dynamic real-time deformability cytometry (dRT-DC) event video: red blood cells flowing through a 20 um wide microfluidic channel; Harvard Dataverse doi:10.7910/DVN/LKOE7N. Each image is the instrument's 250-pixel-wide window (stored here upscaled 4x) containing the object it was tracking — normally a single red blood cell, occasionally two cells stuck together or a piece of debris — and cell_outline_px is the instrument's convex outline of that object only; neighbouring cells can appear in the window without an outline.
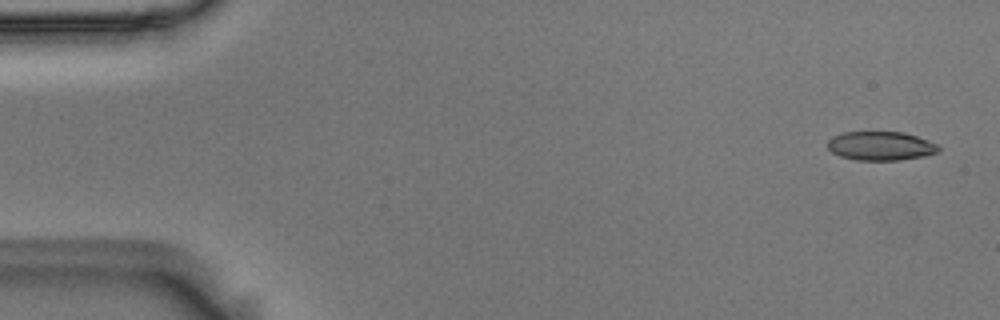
{"species": "Egyptian fruit bat (a non-hibernating species)", "species_latin": "Rousettus aegyptiacus", "temperature_condition": "room temperature", "stored_images_in_passage": 55, "camera_frame_rate_fps": 3000, "um_per_image_px": 0.085, "animal": {"sex": "male"}, "frame": {"image": 1, "passage_image": 2, "time_ms": 0.333, "image_size_px": [1000, 320], "cell_outline_px": [[940, 148], [936, 152], [924, 156], [900, 160], [856, 160], [840, 156], [832, 152], [828, 148], [828, 140], [832, 136], [844, 132], [904, 132], [940, 144]], "centroid_in_image_um": [74.87, 12.4], "position_along_channel_um": 10.1, "area_um2": 18.73}}
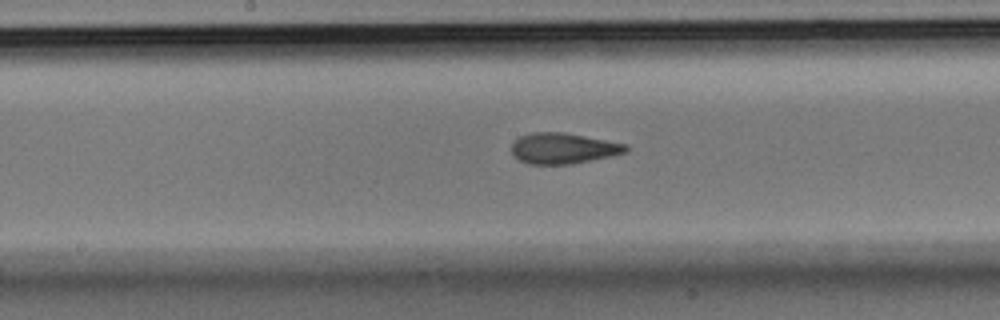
{"frame": {"image": 2, "passage_image": 28, "time_ms": 9.0, "image_size_px": [1000, 320], "cell_outline_px": [[628, 152], [612, 156], [572, 164], [528, 164], [512, 156], [512, 144], [520, 136], [532, 132], [564, 132], [628, 144]], "centroid_in_image_um": [47.89, 12.61], "position_along_channel_um": 200.3, "area_um2": 20.63}}
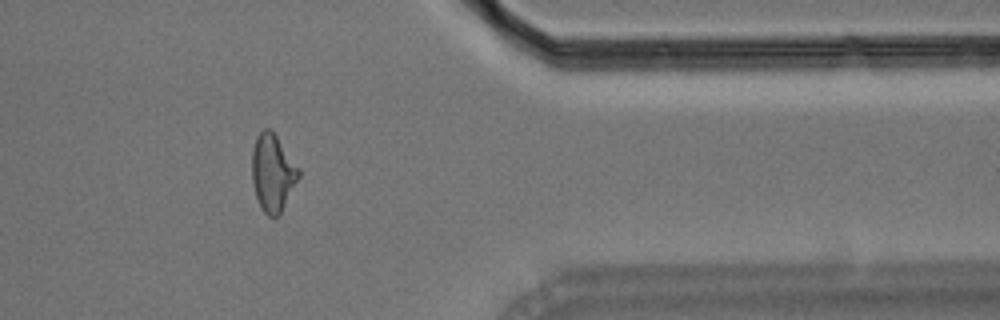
{"frame": {"image": 3, "passage_image": 45, "time_ms": 14.667, "image_size_px": [1000, 320], "cell_outline_px": [[300, 176], [280, 216], [268, 216], [260, 208], [256, 196], [252, 180], [252, 148], [256, 136], [264, 128], [268, 128], [276, 136], [300, 168]], "centroid_in_image_um": [23.18, 14.71], "position_along_channel_um": 388.2, "area_um2": 21.15}, "authors_computed_cell_mechanics": {"area_um2": 20.519, "velocity_mm_per_s": 3.6264, "shape_relaxation_time_tau1_ms": 5.4663, "shape_relaxation_time_tau2_ms": 1.7928, "deformation_change_tau1": 0.1848, "deformation_change_tau2": 0.097}}